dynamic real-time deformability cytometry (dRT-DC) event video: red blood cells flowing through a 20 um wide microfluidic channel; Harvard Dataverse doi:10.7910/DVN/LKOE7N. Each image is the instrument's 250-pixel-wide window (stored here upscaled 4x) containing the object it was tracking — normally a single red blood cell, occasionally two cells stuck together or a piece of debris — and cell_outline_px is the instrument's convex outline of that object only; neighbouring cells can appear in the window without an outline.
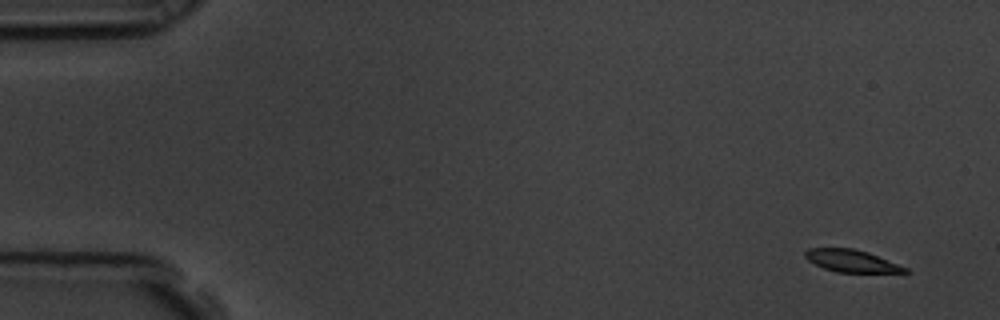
{"species": "common noctule bat (a hibernating species)", "species_latin": "Nyctalus noctula", "temperature_condition": "room temperature", "stored_images_in_passage": 57, "camera_frame_rate_fps": 3000, "um_per_image_px": 0.085, "animal": {"sex": "male", "body_mass_g": 19.5, "forearm_length_mm": 54.6}, "frame": {"image": 1, "passage_image": 1, "time_ms": 0.0, "image_size_px": [1000, 320], "cell_outline_px": [[908, 272], [836, 272], [824, 268], [808, 260], [804, 256], [804, 252], [808, 248], [852, 248], [868, 252], [908, 268]], "centroid_in_image_um": [72.35, 22.17], "position_along_channel_um": 12.7, "area_um2": 12.77}}
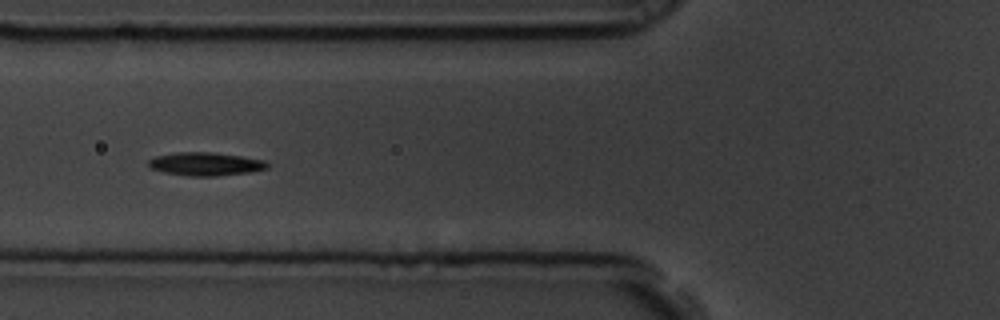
{"frame": {"image": 2, "passage_image": 20, "time_ms": 6.333, "image_size_px": [1000, 320], "cell_outline_px": [[268, 168], [248, 172], [216, 176], [188, 176], [164, 172], [152, 168], [148, 164], [148, 160], [156, 156], [176, 152], [212, 152], [240, 156], [264, 160], [268, 164]], "centroid_in_image_um": [17.45, 13.93], "position_along_channel_um": 108.3, "area_um2": 15.95}}
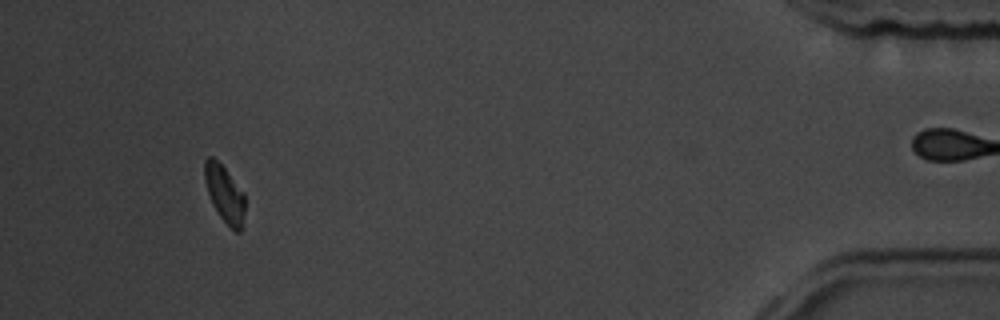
{"frame": {"image": 3, "passage_image": 52, "time_ms": 17.0, "image_size_px": [1000, 320], "cell_outline_px": [[244, 212], [240, 232], [236, 232], [220, 216], [212, 204], [204, 180], [204, 160], [208, 156], [212, 156], [224, 168], [244, 192]], "centroid_in_image_um": [19.07, 16.44], "position_along_channel_um": 416.1, "area_um2": 13.12}, "authors_computed_cell_mechanics": {"area_um2": 15.1436, "velocity_mm_per_s": 3.5277, "shape_relaxation_time_tau1_ms": 2.3944, "shape_relaxation_time_tau2_ms": 6.2515, "deformation_change_tau1": 0.1406, "deformation_change_tau2": 0.12}}